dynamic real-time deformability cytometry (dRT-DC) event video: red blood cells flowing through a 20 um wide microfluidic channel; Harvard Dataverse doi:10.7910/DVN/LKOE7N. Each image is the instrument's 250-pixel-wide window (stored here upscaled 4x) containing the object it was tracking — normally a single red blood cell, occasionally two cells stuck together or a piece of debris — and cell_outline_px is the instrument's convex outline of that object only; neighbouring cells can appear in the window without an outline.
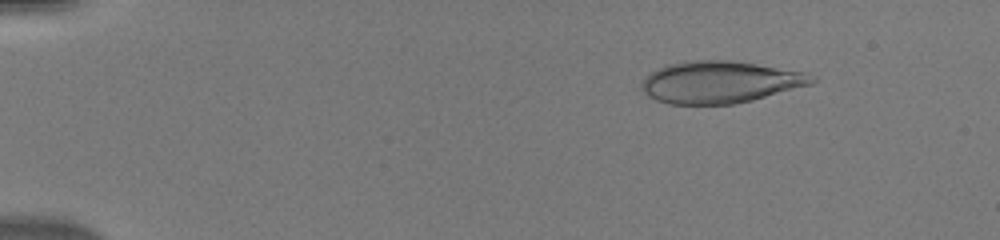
{"species": "human", "species_latin": "Homo sapiens", "temperature_condition": "warm", "stored_images_in_passage": 47, "camera_frame_rate_fps": 3000, "um_per_image_px": 0.085, "donor": {"sex": "male"}, "frame": {"image": 1, "passage_image": 4, "time_ms": 1.0, "image_size_px": [1000, 240], "cell_outline_px": [[816, 80], [812, 84], [752, 100], [732, 104], [668, 104], [656, 100], [648, 96], [640, 88], [640, 84], [652, 72], [668, 64], [692, 60], [732, 60], [808, 72], [816, 76]], "centroid_in_image_um": [61.24, 6.97], "position_along_channel_um": 23.8, "area_um2": 41.67}}
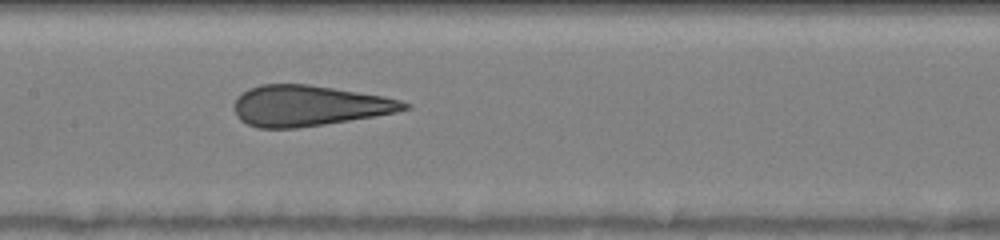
{"frame": {"image": 2, "passage_image": 23, "time_ms": 7.333, "image_size_px": [1000, 240], "cell_outline_px": [[412, 108], [396, 112], [324, 124], [296, 128], [260, 128], [248, 124], [240, 120], [236, 116], [232, 108], [232, 104], [236, 96], [248, 88], [260, 84], [308, 84], [384, 96], [400, 100], [412, 104]], "centroid_in_image_um": [26.2, 8.98], "position_along_channel_um": 181.2, "area_um2": 40.46}}
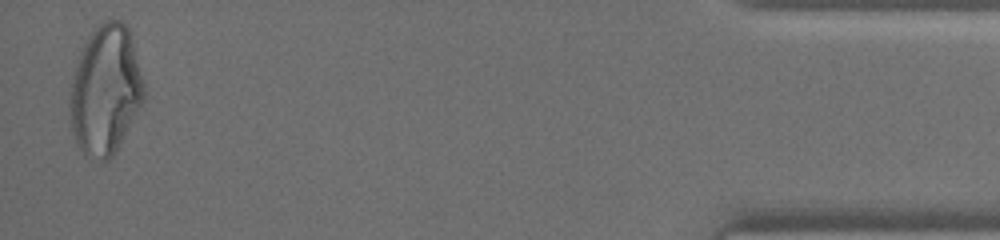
{"frame": {"image": 3, "passage_image": 46, "time_ms": 15.0, "image_size_px": [1000, 240], "cell_outline_px": [[144, 100], [120, 144], [112, 156], [108, 160], [104, 160], [84, 156], [76, 144], [72, 132], [72, 76], [76, 64], [84, 44], [88, 36], [96, 24], [104, 20], [120, 20], [128, 28], [132, 40], [144, 84]], "centroid_in_image_um": [8.98, 7.65], "position_along_channel_um": 426.2, "area_um2": 55.14}}